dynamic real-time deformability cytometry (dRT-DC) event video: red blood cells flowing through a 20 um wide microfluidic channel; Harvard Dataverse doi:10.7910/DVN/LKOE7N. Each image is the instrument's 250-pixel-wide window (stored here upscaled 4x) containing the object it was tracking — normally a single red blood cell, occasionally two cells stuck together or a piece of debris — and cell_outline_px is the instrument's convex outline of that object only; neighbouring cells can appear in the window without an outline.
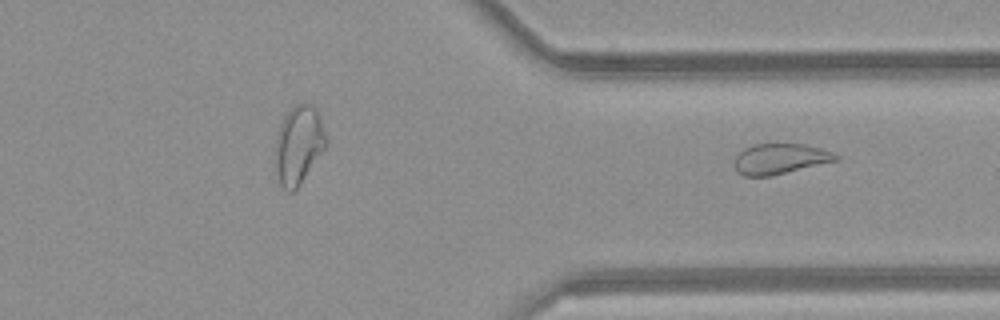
{"species": "common noctule bat (a hibernating species)", "species_latin": "Nyctalus noctula", "temperature_condition": "room temperature", "stored_images_in_passage": 31, "segment_of_instrument_passage": [2, 2], "camera_frame_rate_fps": 3000, "um_per_image_px": 0.085, "animal": {"sex": "female", "body_mass_g": 21.9}, "frame": {"image": 1, "passage_image": 31, "time_ms": 10.0, "image_size_px": [1000, 320], "cell_outline_px": [[840, 160], [772, 176], [744, 176], [736, 172], [736, 156], [744, 148], [756, 144], [804, 144], [832, 152], [840, 156]], "centroid_in_image_um": [66.34, 13.51], "position_along_channel_um": 345.1, "area_um2": 17.98}}